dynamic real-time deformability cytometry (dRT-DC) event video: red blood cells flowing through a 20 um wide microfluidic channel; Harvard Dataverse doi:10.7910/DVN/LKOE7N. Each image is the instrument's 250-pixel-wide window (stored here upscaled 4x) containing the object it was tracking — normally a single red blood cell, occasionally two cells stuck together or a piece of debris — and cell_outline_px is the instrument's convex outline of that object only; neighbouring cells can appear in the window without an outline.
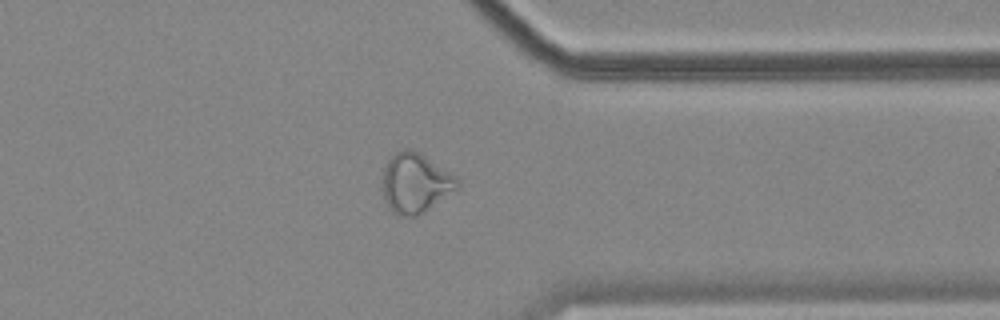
{"species": "common noctule bat (a hibernating species)", "species_latin": "Nyctalus noctula", "temperature_condition": "cold", "stored_images_in_passage": 51, "camera_frame_rate_fps": 3000, "um_per_image_px": 0.085, "animal": {"sex": "female", "body_mass_g": 18.4}, "frame": {"image": 1, "passage_image": 44, "time_ms": 14.333, "image_size_px": [1000, 320], "cell_outline_px": [[460, 184], [456, 188], [424, 212], [416, 216], [400, 216], [392, 212], [388, 208], [384, 196], [384, 168], [388, 160], [396, 152], [404, 148], [412, 148], [420, 152], [456, 176], [460, 180]], "centroid_in_image_um": [35.3, 15.54], "position_along_channel_um": 376.1, "area_um2": 25.78}, "authors_computed_cell_mechanics": {"area_um2": 26.6458, "velocity_mm_per_s": 3.5974, "shape_relaxation_time_tau1_ms": null, "shape_relaxation_time_tau2_ms": 2.39, "deformation_change_tau1": null, "deformation_change_tau2": 0.0868}}